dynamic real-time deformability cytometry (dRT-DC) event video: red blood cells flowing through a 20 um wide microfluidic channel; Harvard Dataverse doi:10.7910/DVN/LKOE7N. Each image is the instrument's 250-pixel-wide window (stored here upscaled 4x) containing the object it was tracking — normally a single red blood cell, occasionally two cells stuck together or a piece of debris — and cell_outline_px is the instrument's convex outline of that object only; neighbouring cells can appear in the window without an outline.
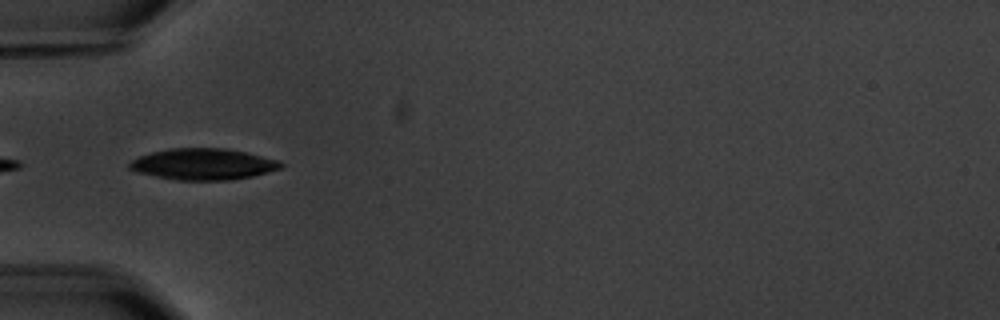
{"species": "common noctule bat (a hibernating species)", "species_latin": "Nyctalus noctula", "temperature_condition": "warm", "stored_images_in_passage": 9, "camera_frame_rate_fps": 3000, "um_per_image_px": 0.085, "animal": {"sex": "male", "body_mass_g": 20.1, "forearm_length_mm": 53.5}, "frame": {"image": 1, "passage_image": 3, "time_ms": 2.333, "image_size_px": [1000, 320], "cell_outline_px": [[284, 168], [252, 176], [228, 180], [176, 180], [136, 172], [128, 168], [128, 164], [132, 160], [140, 156], [152, 152], [172, 148], [224, 148], [244, 152], [276, 160], [284, 164]], "centroid_in_image_um": [17.26, 13.96], "position_along_channel_um": 67.7, "area_um2": 27.4}}
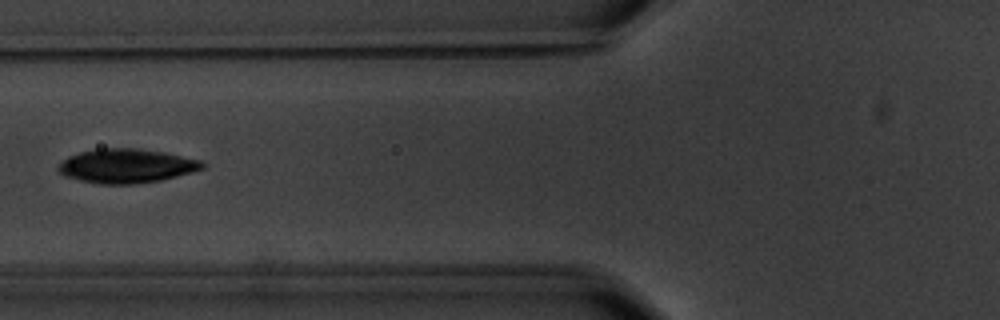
{"frame": {"image": 2, "passage_image": 4, "time_ms": 3.667, "image_size_px": [1000, 320], "cell_outline_px": [[208, 164], [204, 168], [192, 172], [160, 180], [136, 184], [96, 184], [64, 176], [56, 168], [68, 156], [80, 152], [100, 148], [136, 148], [164, 152], [200, 160]], "centroid_in_image_um": [10.75, 14.1], "position_along_channel_um": 115.0, "area_um2": 28.67}}